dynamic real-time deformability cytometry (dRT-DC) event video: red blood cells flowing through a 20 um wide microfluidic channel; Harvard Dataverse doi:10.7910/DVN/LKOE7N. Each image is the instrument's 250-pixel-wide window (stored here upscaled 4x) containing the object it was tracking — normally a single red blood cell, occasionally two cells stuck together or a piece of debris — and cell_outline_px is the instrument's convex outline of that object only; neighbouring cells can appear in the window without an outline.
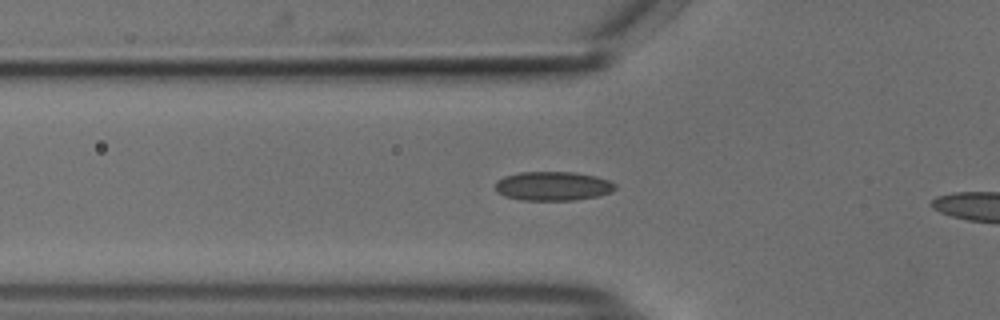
{"species": "common noctule bat (a hibernating species)", "species_latin": "Nyctalus noctula", "temperature_condition": "cold", "stored_images_in_passage": 30, "camera_frame_rate_fps": 3000, "um_per_image_px": 0.085, "animal": {"sex": "male", "body_mass_g": 18.8}, "frame": {"image": 1, "passage_image": 4, "time_ms": 1.0, "image_size_px": [1000, 320], "cell_outline_px": [[616, 188], [612, 192], [596, 196], [576, 200], [520, 200], [504, 196], [496, 192], [496, 180], [504, 176], [520, 172], [576, 172], [596, 176], [608, 180], [616, 184]], "centroid_in_image_um": [46.99, 15.81], "position_along_channel_um": 78.8, "area_um2": 20.46}}
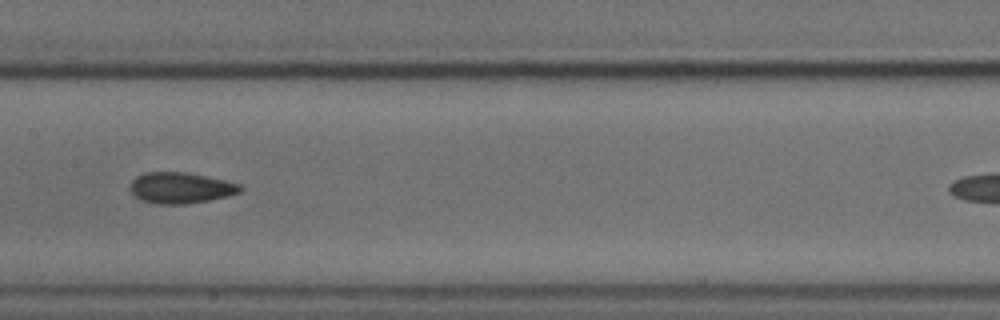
{"frame": {"image": 2, "passage_image": 13, "time_ms": 4.0, "image_size_px": [1000, 320], "cell_outline_px": [[244, 188], [240, 192], [228, 196], [208, 200], [184, 204], [156, 204], [140, 200], [128, 188], [132, 180], [136, 176], [144, 172], [188, 172], [224, 180], [240, 184]], "centroid_in_image_um": [15.33, 15.96], "position_along_channel_um": 192.1, "area_um2": 20.0}}
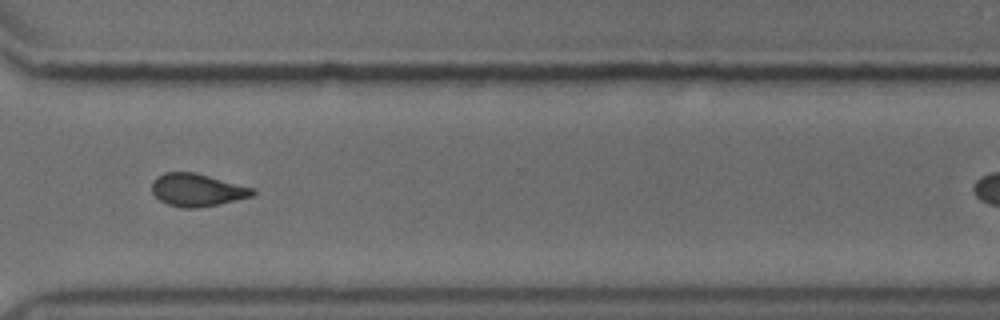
{"frame": {"image": 3, "passage_image": 26, "time_ms": 8.333, "image_size_px": [1000, 320], "cell_outline_px": [[256, 192], [252, 196], [216, 204], [196, 208], [180, 208], [168, 204], [160, 200], [152, 192], [152, 180], [156, 176], [164, 172], [196, 172], [256, 188]], "centroid_in_image_um": [16.75, 16.13], "position_along_channel_um": 353.9, "area_um2": 19.31}}